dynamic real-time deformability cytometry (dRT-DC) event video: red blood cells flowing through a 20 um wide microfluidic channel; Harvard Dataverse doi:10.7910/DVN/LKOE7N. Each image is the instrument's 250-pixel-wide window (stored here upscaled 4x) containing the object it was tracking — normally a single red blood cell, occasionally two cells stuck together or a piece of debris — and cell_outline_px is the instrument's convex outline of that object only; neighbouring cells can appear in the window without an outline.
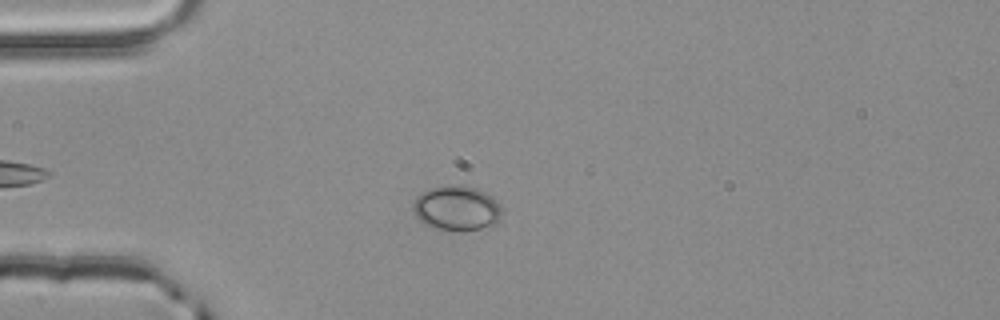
{"species": "common noctule bat (a hibernating species)", "species_latin": "Nyctalus noctula", "temperature_condition": "room temperature", "stored_images_in_passage": 2, "camera_frame_rate_fps": 3000, "um_per_image_px": 0.085, "animal": {"sex": "male", "body_mass_g": 20.4}, "frame": {"image": 1, "passage_image": 2, "time_ms": 0.333, "image_size_px": [1000, 320], "cell_outline_px": [[504, 212], [500, 220], [496, 224], [464, 232], [460, 232], [432, 228], [424, 224], [416, 216], [412, 208], [412, 204], [416, 196], [432, 188], [476, 188], [484, 192], [496, 200]], "centroid_in_image_um": [38.84, 17.78], "position_along_channel_um": 46.2, "area_um2": 22.89}}